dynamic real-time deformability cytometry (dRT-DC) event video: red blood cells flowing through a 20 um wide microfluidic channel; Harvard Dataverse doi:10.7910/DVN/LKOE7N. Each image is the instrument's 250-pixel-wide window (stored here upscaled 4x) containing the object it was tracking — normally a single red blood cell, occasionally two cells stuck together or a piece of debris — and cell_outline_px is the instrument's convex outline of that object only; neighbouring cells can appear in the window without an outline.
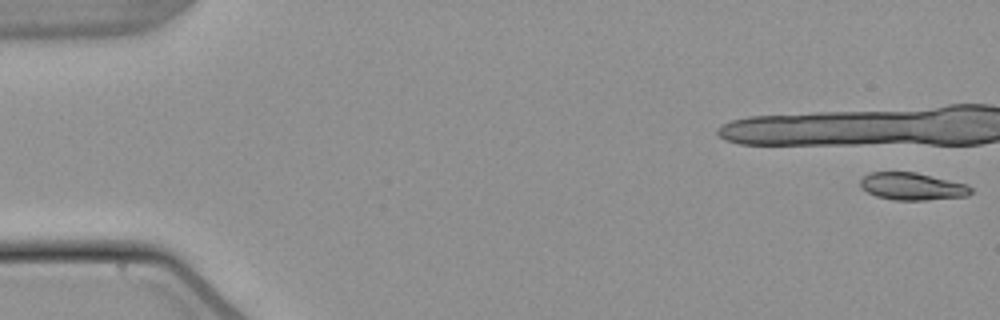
{"species": "common noctule bat (a hibernating species)", "species_latin": "Nyctalus noctula", "temperature_condition": "warm", "stored_images_in_passage": 27, "camera_frame_rate_fps": 3000, "um_per_image_px": 0.085, "animal": {"sex": "male", "body_mass_g": 21.5, "forearm_length_mm": 52.0}, "frame": {"image": 1, "passage_image": 1, "time_ms": 0.0, "image_size_px": [1000, 320], "cell_outline_px": [[972, 192], [968, 196], [924, 200], [896, 200], [876, 196], [860, 188], [860, 180], [864, 176], [872, 172], [916, 172], [968, 184], [972, 188]], "centroid_in_image_um": [77.56, 15.84], "position_along_channel_um": 7.4, "area_um2": 17.69}}